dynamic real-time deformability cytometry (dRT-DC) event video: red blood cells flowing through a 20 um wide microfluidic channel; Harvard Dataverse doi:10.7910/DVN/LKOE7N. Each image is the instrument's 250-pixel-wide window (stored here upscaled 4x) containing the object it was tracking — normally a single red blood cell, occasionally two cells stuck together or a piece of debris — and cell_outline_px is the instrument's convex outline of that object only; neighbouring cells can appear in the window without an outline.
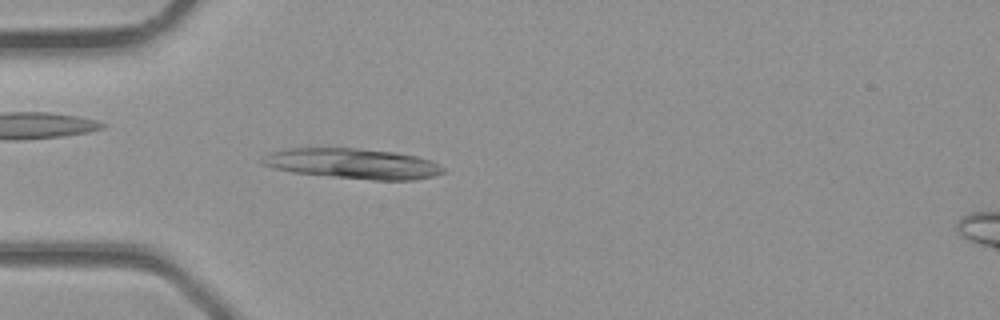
{"species": "common noctule bat (a hibernating species)", "species_latin": "Nyctalus noctula", "temperature_condition": "room temperature", "stored_images_in_passage": 37, "camera_frame_rate_fps": 3000, "um_per_image_px": 0.085, "animal": {"sex": "male", "body_mass_g": 23.1, "forearm_length_mm": 52.7}, "frame": {"image": 1, "passage_image": 11, "time_ms": 3.333, "image_size_px": [1000, 320], "cell_outline_px": [[444, 172], [432, 176], [412, 180], [376, 180], [292, 172], [260, 164], [260, 160], [264, 156], [272, 152], [288, 148], [360, 148], [396, 152], [416, 156], [432, 160], [444, 168]], "centroid_in_image_um": [30.0, 13.89], "position_along_channel_um": 55.0, "area_um2": 31.73}}